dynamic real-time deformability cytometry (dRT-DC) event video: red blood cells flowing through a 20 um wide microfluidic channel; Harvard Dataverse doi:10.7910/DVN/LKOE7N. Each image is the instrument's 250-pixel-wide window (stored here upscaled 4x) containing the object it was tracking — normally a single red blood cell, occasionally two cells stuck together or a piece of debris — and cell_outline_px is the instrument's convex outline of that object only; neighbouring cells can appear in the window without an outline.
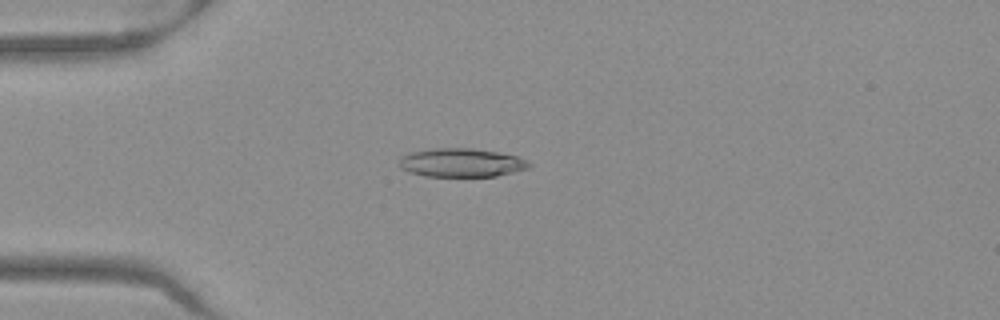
{"species": "Egyptian fruit bat (a non-hibernating species)", "species_latin": "Rousettus aegyptiacus", "temperature_condition": "warm", "stored_images_in_passage": 52, "camera_frame_rate_fps": 3000, "um_per_image_px": 0.085, "frame": {"image": 1, "passage_image": 14, "time_ms": 4.333, "image_size_px": [1000, 320], "cell_outline_px": [[532, 164], [528, 168], [496, 176], [424, 176], [408, 172], [400, 168], [400, 156], [412, 152], [432, 148], [472, 148], [500, 152], [516, 156], [528, 160]], "centroid_in_image_um": [39.21, 13.82], "position_along_channel_um": 45.8, "area_um2": 21.73}}
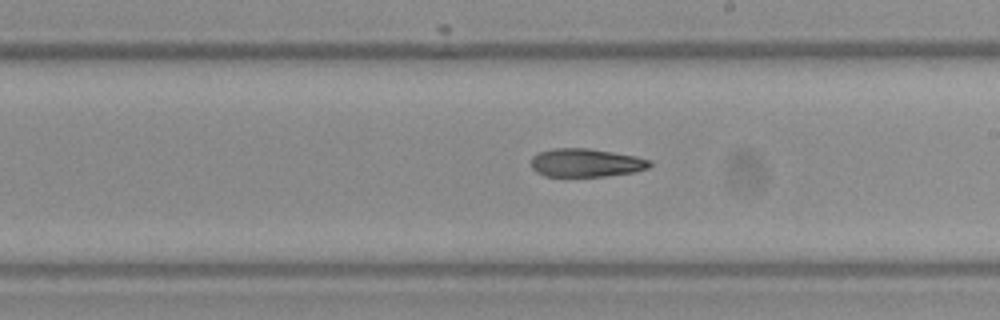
{"frame": {"image": 2, "passage_image": 30, "time_ms": 9.667, "image_size_px": [1000, 320], "cell_outline_px": [[652, 164], [648, 168], [636, 172], [604, 176], [544, 176], [536, 172], [532, 168], [532, 156], [540, 152], [552, 148], [588, 148], [636, 156], [652, 160]], "centroid_in_image_um": [49.83, 13.83], "position_along_channel_um": 239.2, "area_um2": 19.65}}
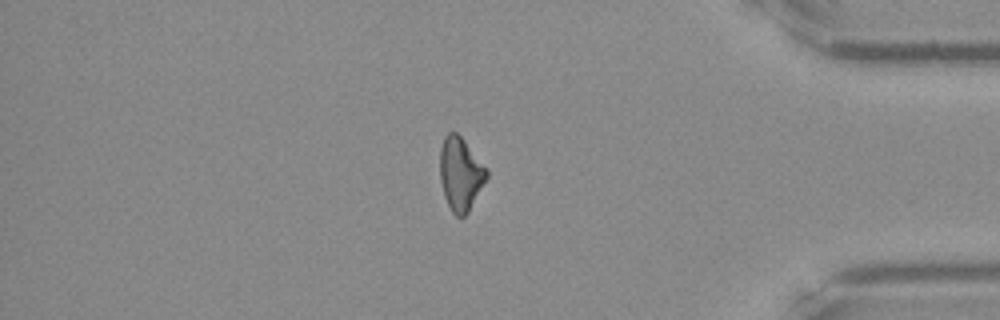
{"frame": {"image": 3, "passage_image": 44, "time_ms": 14.333, "image_size_px": [1000, 320], "cell_outline_px": [[488, 176], [468, 212], [464, 216], [456, 216], [452, 212], [444, 196], [440, 180], [440, 148], [444, 136], [448, 132], [456, 132], [464, 140], [488, 168]], "centroid_in_image_um": [39.14, 14.76], "position_along_channel_um": 396.1, "area_um2": 19.94}, "authors_computed_cell_mechanics": {"area_um2": 20.7502, "velocity_mm_per_s": 3.9895, "shape_relaxation_time_tau1_ms": null, "shape_relaxation_time_tau2_ms": 10.4565, "deformation_change_tau1": null, "deformation_change_tau2": 0.2357}}